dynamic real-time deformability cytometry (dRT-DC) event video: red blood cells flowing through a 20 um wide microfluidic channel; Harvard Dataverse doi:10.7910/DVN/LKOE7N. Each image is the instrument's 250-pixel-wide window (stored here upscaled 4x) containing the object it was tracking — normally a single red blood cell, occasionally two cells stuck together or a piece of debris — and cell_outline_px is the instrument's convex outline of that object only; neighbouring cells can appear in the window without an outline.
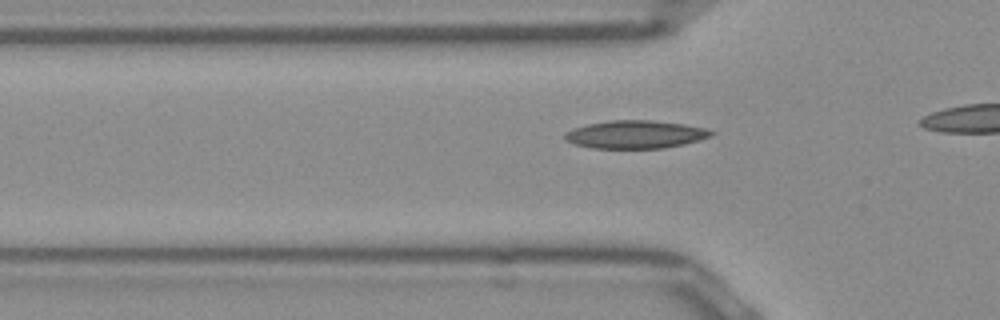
{"species": "Egyptian fruit bat (a non-hibernating species)", "species_latin": "Rousettus aegyptiacus", "temperature_condition": "room temperature", "stored_images_in_passage": 15, "camera_frame_rate_fps": 3000, "um_per_image_px": 0.085, "frame": {"image": 1, "passage_image": 9, "time_ms": 2.667, "image_size_px": [1000, 320], "cell_outline_px": [[716, 132], [712, 136], [700, 140], [684, 144], [664, 148], [592, 148], [576, 144], [564, 140], [564, 132], [572, 128], [588, 124], [608, 120], [652, 120], [684, 124], [704, 128]], "centroid_in_image_um": [54.0, 11.42], "position_along_channel_um": 71.8, "area_um2": 23.99}}
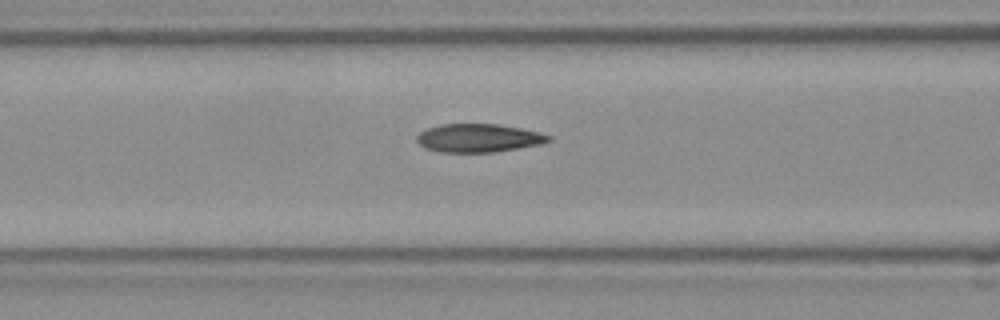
{"frame": {"image": 2, "passage_image": 13, "time_ms": 4.0, "image_size_px": [1000, 320], "cell_outline_px": [[552, 140], [540, 144], [496, 152], [440, 152], [424, 148], [416, 140], [416, 136], [420, 132], [428, 128], [440, 124], [496, 124], [520, 128], [540, 132], [552, 136]], "centroid_in_image_um": [40.67, 11.73], "position_along_channel_um": 125.9, "area_um2": 21.79}}